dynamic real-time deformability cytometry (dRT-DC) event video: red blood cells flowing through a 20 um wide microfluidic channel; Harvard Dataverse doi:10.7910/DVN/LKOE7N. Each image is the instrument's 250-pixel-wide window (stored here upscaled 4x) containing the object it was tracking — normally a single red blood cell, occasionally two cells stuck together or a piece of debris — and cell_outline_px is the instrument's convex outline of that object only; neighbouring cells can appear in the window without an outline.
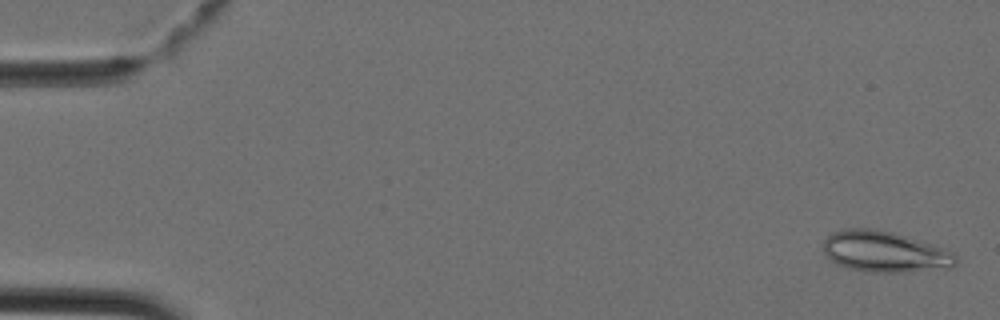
{"species": "Egyptian fruit bat (a non-hibernating species)", "species_latin": "Rousettus aegyptiacus", "temperature_condition": "cold", "stored_images_in_passage": 43, "camera_frame_rate_fps": 3000, "um_per_image_px": 0.085, "animal": {"sex": "female"}, "frame": {"image": 1, "passage_image": 1, "time_ms": 0.0, "image_size_px": [1000, 320], "cell_outline_px": [[956, 264], [952, 268], [904, 272], [872, 272], [852, 268], [836, 264], [824, 256], [824, 240], [832, 232], [844, 228], [868, 228], [892, 232], [932, 244], [956, 252]], "centroid_in_image_um": [75.21, 21.4], "position_along_channel_um": 9.8, "area_um2": 31.73}}
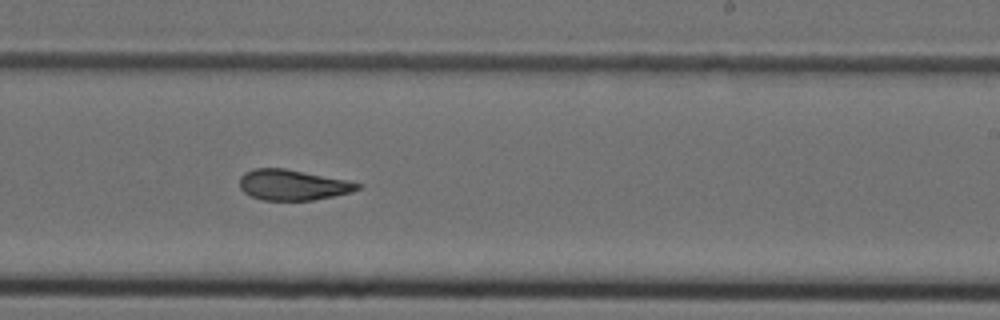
{"frame": {"image": 2, "passage_image": 26, "time_ms": 8.333, "image_size_px": [1000, 320], "cell_outline_px": [[360, 188], [352, 192], [336, 196], [312, 200], [260, 200], [248, 196], [240, 188], [240, 176], [244, 172], [252, 168], [284, 168], [344, 180], [360, 184]], "centroid_in_image_um": [24.81, 15.73], "position_along_channel_um": 264.2, "area_um2": 20.98}}
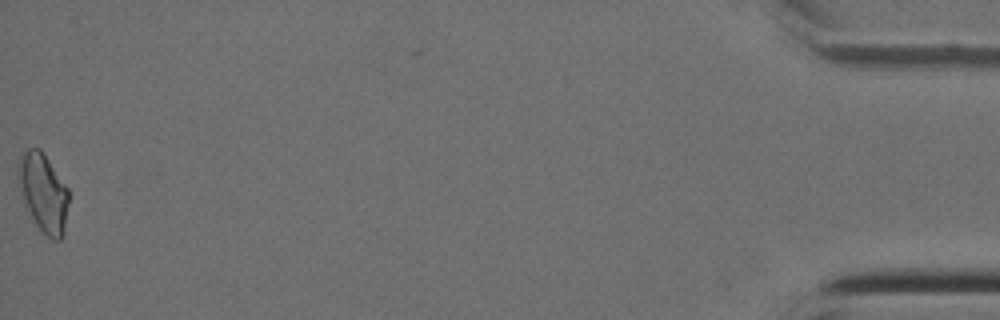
{"frame": {"image": 3, "passage_image": 43, "time_ms": 14.0, "image_size_px": [1000, 320], "cell_outline_px": [[68, 204], [64, 236], [60, 240], [52, 240], [36, 224], [24, 200], [20, 188], [16, 172], [20, 156], [28, 148], [40, 148], [68, 188]], "centroid_in_image_um": [3.69, 16.36], "position_along_channel_um": 431.5, "area_um2": 22.77}}